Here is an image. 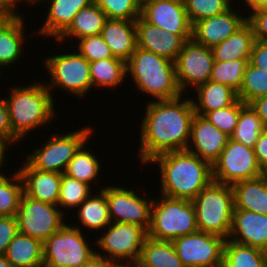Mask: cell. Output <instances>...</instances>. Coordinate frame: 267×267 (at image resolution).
<instances>
[{
    "label": "cell",
    "instance_id": "db71d44e",
    "mask_svg": "<svg viewBox=\"0 0 267 267\" xmlns=\"http://www.w3.org/2000/svg\"><path fill=\"white\" fill-rule=\"evenodd\" d=\"M10 145L11 144L8 141L0 138V169H4L3 166H5L4 164L5 163L4 161L6 158L5 155L7 156L6 153H8L7 151L10 150L8 149L9 147H11ZM3 174H6V173H3V171L0 170V175H3Z\"/></svg>",
    "mask_w": 267,
    "mask_h": 267
},
{
    "label": "cell",
    "instance_id": "cb8c5ba5",
    "mask_svg": "<svg viewBox=\"0 0 267 267\" xmlns=\"http://www.w3.org/2000/svg\"><path fill=\"white\" fill-rule=\"evenodd\" d=\"M22 15V16H21ZM18 17L9 18L0 27V69L10 67L17 64L22 58L23 47L26 44V21L21 14ZM24 19V20H23ZM25 40V42H24ZM8 66V67H7Z\"/></svg>",
    "mask_w": 267,
    "mask_h": 267
},
{
    "label": "cell",
    "instance_id": "681fc988",
    "mask_svg": "<svg viewBox=\"0 0 267 267\" xmlns=\"http://www.w3.org/2000/svg\"><path fill=\"white\" fill-rule=\"evenodd\" d=\"M250 106L256 111L257 116L267 127V95L259 97L250 103Z\"/></svg>",
    "mask_w": 267,
    "mask_h": 267
},
{
    "label": "cell",
    "instance_id": "9a60e30c",
    "mask_svg": "<svg viewBox=\"0 0 267 267\" xmlns=\"http://www.w3.org/2000/svg\"><path fill=\"white\" fill-rule=\"evenodd\" d=\"M101 189L106 195L111 222L136 224L148 231L153 198H144L138 191L112 184Z\"/></svg>",
    "mask_w": 267,
    "mask_h": 267
},
{
    "label": "cell",
    "instance_id": "6da1fadb",
    "mask_svg": "<svg viewBox=\"0 0 267 267\" xmlns=\"http://www.w3.org/2000/svg\"><path fill=\"white\" fill-rule=\"evenodd\" d=\"M184 96L147 101L139 127V163L147 166L157 155L187 149L195 111L191 98Z\"/></svg>",
    "mask_w": 267,
    "mask_h": 267
},
{
    "label": "cell",
    "instance_id": "f35d334b",
    "mask_svg": "<svg viewBox=\"0 0 267 267\" xmlns=\"http://www.w3.org/2000/svg\"><path fill=\"white\" fill-rule=\"evenodd\" d=\"M91 187V185L80 182L63 173L57 206L63 212L66 209H72L71 211H73L82 201L95 192L92 191Z\"/></svg>",
    "mask_w": 267,
    "mask_h": 267
},
{
    "label": "cell",
    "instance_id": "8992f818",
    "mask_svg": "<svg viewBox=\"0 0 267 267\" xmlns=\"http://www.w3.org/2000/svg\"><path fill=\"white\" fill-rule=\"evenodd\" d=\"M159 197L155 200L153 198L147 236L156 240L172 241L198 231L191 201L164 195Z\"/></svg>",
    "mask_w": 267,
    "mask_h": 267
},
{
    "label": "cell",
    "instance_id": "680465c9",
    "mask_svg": "<svg viewBox=\"0 0 267 267\" xmlns=\"http://www.w3.org/2000/svg\"><path fill=\"white\" fill-rule=\"evenodd\" d=\"M9 19L8 16H5L0 13V27Z\"/></svg>",
    "mask_w": 267,
    "mask_h": 267
},
{
    "label": "cell",
    "instance_id": "7c38bea8",
    "mask_svg": "<svg viewBox=\"0 0 267 267\" xmlns=\"http://www.w3.org/2000/svg\"><path fill=\"white\" fill-rule=\"evenodd\" d=\"M57 205L34 200L23 194L16 221L18 232L44 242L66 222L65 214Z\"/></svg>",
    "mask_w": 267,
    "mask_h": 267
},
{
    "label": "cell",
    "instance_id": "d4e9b609",
    "mask_svg": "<svg viewBox=\"0 0 267 267\" xmlns=\"http://www.w3.org/2000/svg\"><path fill=\"white\" fill-rule=\"evenodd\" d=\"M234 209L267 215V174L232 185Z\"/></svg>",
    "mask_w": 267,
    "mask_h": 267
},
{
    "label": "cell",
    "instance_id": "74e56055",
    "mask_svg": "<svg viewBox=\"0 0 267 267\" xmlns=\"http://www.w3.org/2000/svg\"><path fill=\"white\" fill-rule=\"evenodd\" d=\"M249 61L250 59H238L228 62L214 61L210 81L227 85L238 92Z\"/></svg>",
    "mask_w": 267,
    "mask_h": 267
},
{
    "label": "cell",
    "instance_id": "f5cc1de1",
    "mask_svg": "<svg viewBox=\"0 0 267 267\" xmlns=\"http://www.w3.org/2000/svg\"><path fill=\"white\" fill-rule=\"evenodd\" d=\"M243 2H244V5H246L244 8L250 10L249 13L245 14L247 16L248 14L251 13V11L253 12L257 9L267 7V0H244Z\"/></svg>",
    "mask_w": 267,
    "mask_h": 267
},
{
    "label": "cell",
    "instance_id": "c3c4849f",
    "mask_svg": "<svg viewBox=\"0 0 267 267\" xmlns=\"http://www.w3.org/2000/svg\"><path fill=\"white\" fill-rule=\"evenodd\" d=\"M253 150L261 169L267 172V128L259 135Z\"/></svg>",
    "mask_w": 267,
    "mask_h": 267
},
{
    "label": "cell",
    "instance_id": "b9f144b4",
    "mask_svg": "<svg viewBox=\"0 0 267 267\" xmlns=\"http://www.w3.org/2000/svg\"><path fill=\"white\" fill-rule=\"evenodd\" d=\"M245 105L239 98L228 107L207 112L206 117L219 130L231 136L237 125L238 117L242 107Z\"/></svg>",
    "mask_w": 267,
    "mask_h": 267
},
{
    "label": "cell",
    "instance_id": "ffe728a7",
    "mask_svg": "<svg viewBox=\"0 0 267 267\" xmlns=\"http://www.w3.org/2000/svg\"><path fill=\"white\" fill-rule=\"evenodd\" d=\"M137 47L151 51L166 59L175 61L183 48L185 40L170 31L145 22L141 17L135 21Z\"/></svg>",
    "mask_w": 267,
    "mask_h": 267
},
{
    "label": "cell",
    "instance_id": "83f0119b",
    "mask_svg": "<svg viewBox=\"0 0 267 267\" xmlns=\"http://www.w3.org/2000/svg\"><path fill=\"white\" fill-rule=\"evenodd\" d=\"M254 41L253 28L246 22L225 41L211 48L214 61L228 62L238 59H250Z\"/></svg>",
    "mask_w": 267,
    "mask_h": 267
},
{
    "label": "cell",
    "instance_id": "e0dca14e",
    "mask_svg": "<svg viewBox=\"0 0 267 267\" xmlns=\"http://www.w3.org/2000/svg\"><path fill=\"white\" fill-rule=\"evenodd\" d=\"M229 139L230 136L219 130L206 117L195 113L186 150L213 165Z\"/></svg>",
    "mask_w": 267,
    "mask_h": 267
},
{
    "label": "cell",
    "instance_id": "277c9868",
    "mask_svg": "<svg viewBox=\"0 0 267 267\" xmlns=\"http://www.w3.org/2000/svg\"><path fill=\"white\" fill-rule=\"evenodd\" d=\"M126 72L130 74L127 78L133 80L136 89L151 96L153 101L183 95L177 83L174 61L151 51L137 47L126 62Z\"/></svg>",
    "mask_w": 267,
    "mask_h": 267
},
{
    "label": "cell",
    "instance_id": "603a6c76",
    "mask_svg": "<svg viewBox=\"0 0 267 267\" xmlns=\"http://www.w3.org/2000/svg\"><path fill=\"white\" fill-rule=\"evenodd\" d=\"M100 35L113 56L125 62L137 48L135 21L107 18Z\"/></svg>",
    "mask_w": 267,
    "mask_h": 267
},
{
    "label": "cell",
    "instance_id": "7bdbcfd3",
    "mask_svg": "<svg viewBox=\"0 0 267 267\" xmlns=\"http://www.w3.org/2000/svg\"><path fill=\"white\" fill-rule=\"evenodd\" d=\"M78 41V47L77 45H73L72 48H77V51L89 62L117 58L113 56L109 46L105 43L101 35L88 36Z\"/></svg>",
    "mask_w": 267,
    "mask_h": 267
},
{
    "label": "cell",
    "instance_id": "30bf717a",
    "mask_svg": "<svg viewBox=\"0 0 267 267\" xmlns=\"http://www.w3.org/2000/svg\"><path fill=\"white\" fill-rule=\"evenodd\" d=\"M265 172L261 169L253 148L229 139L219 158L212 165L213 181L233 185L254 179Z\"/></svg>",
    "mask_w": 267,
    "mask_h": 267
},
{
    "label": "cell",
    "instance_id": "816d5d0a",
    "mask_svg": "<svg viewBox=\"0 0 267 267\" xmlns=\"http://www.w3.org/2000/svg\"><path fill=\"white\" fill-rule=\"evenodd\" d=\"M113 260H110L106 257H102L98 254L92 256V258L84 264L82 267H113L114 265Z\"/></svg>",
    "mask_w": 267,
    "mask_h": 267
},
{
    "label": "cell",
    "instance_id": "7402d4cb",
    "mask_svg": "<svg viewBox=\"0 0 267 267\" xmlns=\"http://www.w3.org/2000/svg\"><path fill=\"white\" fill-rule=\"evenodd\" d=\"M43 3H47L48 12L38 34L56 41L72 24L74 16L93 0H44Z\"/></svg>",
    "mask_w": 267,
    "mask_h": 267
},
{
    "label": "cell",
    "instance_id": "d6986e66",
    "mask_svg": "<svg viewBox=\"0 0 267 267\" xmlns=\"http://www.w3.org/2000/svg\"><path fill=\"white\" fill-rule=\"evenodd\" d=\"M228 239L267 252V215L234 209Z\"/></svg>",
    "mask_w": 267,
    "mask_h": 267
},
{
    "label": "cell",
    "instance_id": "2e32d148",
    "mask_svg": "<svg viewBox=\"0 0 267 267\" xmlns=\"http://www.w3.org/2000/svg\"><path fill=\"white\" fill-rule=\"evenodd\" d=\"M140 17L147 23L180 35L185 41L192 39V24L183 0H143Z\"/></svg>",
    "mask_w": 267,
    "mask_h": 267
},
{
    "label": "cell",
    "instance_id": "ee69618b",
    "mask_svg": "<svg viewBox=\"0 0 267 267\" xmlns=\"http://www.w3.org/2000/svg\"><path fill=\"white\" fill-rule=\"evenodd\" d=\"M18 233L15 216H0V255H5L9 243Z\"/></svg>",
    "mask_w": 267,
    "mask_h": 267
},
{
    "label": "cell",
    "instance_id": "11a10c76",
    "mask_svg": "<svg viewBox=\"0 0 267 267\" xmlns=\"http://www.w3.org/2000/svg\"><path fill=\"white\" fill-rule=\"evenodd\" d=\"M113 267H143V266L137 259V260L115 261Z\"/></svg>",
    "mask_w": 267,
    "mask_h": 267
},
{
    "label": "cell",
    "instance_id": "7a4b0ae2",
    "mask_svg": "<svg viewBox=\"0 0 267 267\" xmlns=\"http://www.w3.org/2000/svg\"><path fill=\"white\" fill-rule=\"evenodd\" d=\"M160 169V194L192 201L213 181L212 165L187 151H171L148 162Z\"/></svg>",
    "mask_w": 267,
    "mask_h": 267
},
{
    "label": "cell",
    "instance_id": "d590c367",
    "mask_svg": "<svg viewBox=\"0 0 267 267\" xmlns=\"http://www.w3.org/2000/svg\"><path fill=\"white\" fill-rule=\"evenodd\" d=\"M24 194L20 173L0 175V216H15Z\"/></svg>",
    "mask_w": 267,
    "mask_h": 267
},
{
    "label": "cell",
    "instance_id": "d6a6232c",
    "mask_svg": "<svg viewBox=\"0 0 267 267\" xmlns=\"http://www.w3.org/2000/svg\"><path fill=\"white\" fill-rule=\"evenodd\" d=\"M89 141L85 142L79 150L75 153L74 157L70 160L69 164L67 165L64 174L68 175L76 180L86 183V184H93L97 183L99 176L101 175V162L93 154L91 150H87L86 147L89 145L87 144ZM96 180V181H95Z\"/></svg>",
    "mask_w": 267,
    "mask_h": 267
},
{
    "label": "cell",
    "instance_id": "4dcf8cb0",
    "mask_svg": "<svg viewBox=\"0 0 267 267\" xmlns=\"http://www.w3.org/2000/svg\"><path fill=\"white\" fill-rule=\"evenodd\" d=\"M92 88L117 89L127 79L126 62L120 58H107L89 62ZM110 88V89H109Z\"/></svg>",
    "mask_w": 267,
    "mask_h": 267
},
{
    "label": "cell",
    "instance_id": "4316f807",
    "mask_svg": "<svg viewBox=\"0 0 267 267\" xmlns=\"http://www.w3.org/2000/svg\"><path fill=\"white\" fill-rule=\"evenodd\" d=\"M106 20L105 13L93 2L74 16L72 24L56 41L61 45L62 42H66V39L76 41V39L100 35Z\"/></svg>",
    "mask_w": 267,
    "mask_h": 267
},
{
    "label": "cell",
    "instance_id": "ab89813d",
    "mask_svg": "<svg viewBox=\"0 0 267 267\" xmlns=\"http://www.w3.org/2000/svg\"><path fill=\"white\" fill-rule=\"evenodd\" d=\"M233 0H183L186 13L195 22L222 14L232 7Z\"/></svg>",
    "mask_w": 267,
    "mask_h": 267
},
{
    "label": "cell",
    "instance_id": "ac0fdd59",
    "mask_svg": "<svg viewBox=\"0 0 267 267\" xmlns=\"http://www.w3.org/2000/svg\"><path fill=\"white\" fill-rule=\"evenodd\" d=\"M232 6L226 12L200 21L192 26V39L198 44L212 48L225 41L247 22V16Z\"/></svg>",
    "mask_w": 267,
    "mask_h": 267
},
{
    "label": "cell",
    "instance_id": "f1b7e54d",
    "mask_svg": "<svg viewBox=\"0 0 267 267\" xmlns=\"http://www.w3.org/2000/svg\"><path fill=\"white\" fill-rule=\"evenodd\" d=\"M5 257L13 267H43V242L18 232L9 243Z\"/></svg>",
    "mask_w": 267,
    "mask_h": 267
},
{
    "label": "cell",
    "instance_id": "8fae6325",
    "mask_svg": "<svg viewBox=\"0 0 267 267\" xmlns=\"http://www.w3.org/2000/svg\"><path fill=\"white\" fill-rule=\"evenodd\" d=\"M101 233L94 240L96 254L113 261L137 260L147 237L143 227L119 222H111Z\"/></svg>",
    "mask_w": 267,
    "mask_h": 267
},
{
    "label": "cell",
    "instance_id": "44dd1931",
    "mask_svg": "<svg viewBox=\"0 0 267 267\" xmlns=\"http://www.w3.org/2000/svg\"><path fill=\"white\" fill-rule=\"evenodd\" d=\"M18 167L24 186V194L34 200L58 204L62 174L44 172L33 168L26 160Z\"/></svg>",
    "mask_w": 267,
    "mask_h": 267
},
{
    "label": "cell",
    "instance_id": "9f6ffc18",
    "mask_svg": "<svg viewBox=\"0 0 267 267\" xmlns=\"http://www.w3.org/2000/svg\"><path fill=\"white\" fill-rule=\"evenodd\" d=\"M25 2H23V0H15L16 4L20 5L21 3L20 2H23V3H26V5L29 7V6H37L39 5L40 3L42 4L44 2V0H24Z\"/></svg>",
    "mask_w": 267,
    "mask_h": 267
},
{
    "label": "cell",
    "instance_id": "e575fe53",
    "mask_svg": "<svg viewBox=\"0 0 267 267\" xmlns=\"http://www.w3.org/2000/svg\"><path fill=\"white\" fill-rule=\"evenodd\" d=\"M266 128L250 104H245L240 111L237 125L230 139L253 148L259 135Z\"/></svg>",
    "mask_w": 267,
    "mask_h": 267
},
{
    "label": "cell",
    "instance_id": "7dc6e473",
    "mask_svg": "<svg viewBox=\"0 0 267 267\" xmlns=\"http://www.w3.org/2000/svg\"><path fill=\"white\" fill-rule=\"evenodd\" d=\"M249 62L255 67L267 69V41L255 39Z\"/></svg>",
    "mask_w": 267,
    "mask_h": 267
},
{
    "label": "cell",
    "instance_id": "6f0895ef",
    "mask_svg": "<svg viewBox=\"0 0 267 267\" xmlns=\"http://www.w3.org/2000/svg\"><path fill=\"white\" fill-rule=\"evenodd\" d=\"M0 267H13V265L6 259L5 255H0Z\"/></svg>",
    "mask_w": 267,
    "mask_h": 267
},
{
    "label": "cell",
    "instance_id": "484cf974",
    "mask_svg": "<svg viewBox=\"0 0 267 267\" xmlns=\"http://www.w3.org/2000/svg\"><path fill=\"white\" fill-rule=\"evenodd\" d=\"M194 90H197L196 99L191 97L194 111L202 116L207 112L228 107L238 99L237 92L231 87L210 80Z\"/></svg>",
    "mask_w": 267,
    "mask_h": 267
},
{
    "label": "cell",
    "instance_id": "f907efd6",
    "mask_svg": "<svg viewBox=\"0 0 267 267\" xmlns=\"http://www.w3.org/2000/svg\"><path fill=\"white\" fill-rule=\"evenodd\" d=\"M20 7L16 4L15 0H0V13L8 16L9 18H14L20 16ZM19 12V13H18Z\"/></svg>",
    "mask_w": 267,
    "mask_h": 267
},
{
    "label": "cell",
    "instance_id": "4fadbf2b",
    "mask_svg": "<svg viewBox=\"0 0 267 267\" xmlns=\"http://www.w3.org/2000/svg\"><path fill=\"white\" fill-rule=\"evenodd\" d=\"M225 241L219 235L197 231L171 242L185 267H222Z\"/></svg>",
    "mask_w": 267,
    "mask_h": 267
},
{
    "label": "cell",
    "instance_id": "5b68a950",
    "mask_svg": "<svg viewBox=\"0 0 267 267\" xmlns=\"http://www.w3.org/2000/svg\"><path fill=\"white\" fill-rule=\"evenodd\" d=\"M198 231L229 238L234 210L231 185L212 181L192 201Z\"/></svg>",
    "mask_w": 267,
    "mask_h": 267
},
{
    "label": "cell",
    "instance_id": "52a82bcc",
    "mask_svg": "<svg viewBox=\"0 0 267 267\" xmlns=\"http://www.w3.org/2000/svg\"><path fill=\"white\" fill-rule=\"evenodd\" d=\"M86 237L77 223L66 222L43 242V267H82L96 254Z\"/></svg>",
    "mask_w": 267,
    "mask_h": 267
},
{
    "label": "cell",
    "instance_id": "1f68e13d",
    "mask_svg": "<svg viewBox=\"0 0 267 267\" xmlns=\"http://www.w3.org/2000/svg\"><path fill=\"white\" fill-rule=\"evenodd\" d=\"M143 267H185L171 241L146 237L138 258Z\"/></svg>",
    "mask_w": 267,
    "mask_h": 267
},
{
    "label": "cell",
    "instance_id": "5bb4252c",
    "mask_svg": "<svg viewBox=\"0 0 267 267\" xmlns=\"http://www.w3.org/2000/svg\"><path fill=\"white\" fill-rule=\"evenodd\" d=\"M174 64L178 86L186 94V89L193 88V91L210 80L214 64L212 49L190 39L183 45Z\"/></svg>",
    "mask_w": 267,
    "mask_h": 267
},
{
    "label": "cell",
    "instance_id": "9c48e42d",
    "mask_svg": "<svg viewBox=\"0 0 267 267\" xmlns=\"http://www.w3.org/2000/svg\"><path fill=\"white\" fill-rule=\"evenodd\" d=\"M95 129L84 126L65 134L52 133L39 148H34L25 160L35 169L63 174L79 148L93 135Z\"/></svg>",
    "mask_w": 267,
    "mask_h": 267
},
{
    "label": "cell",
    "instance_id": "60d3db41",
    "mask_svg": "<svg viewBox=\"0 0 267 267\" xmlns=\"http://www.w3.org/2000/svg\"><path fill=\"white\" fill-rule=\"evenodd\" d=\"M109 19L136 21L140 17V0H93Z\"/></svg>",
    "mask_w": 267,
    "mask_h": 267
},
{
    "label": "cell",
    "instance_id": "836d02e7",
    "mask_svg": "<svg viewBox=\"0 0 267 267\" xmlns=\"http://www.w3.org/2000/svg\"><path fill=\"white\" fill-rule=\"evenodd\" d=\"M222 267H267V252L226 239Z\"/></svg>",
    "mask_w": 267,
    "mask_h": 267
},
{
    "label": "cell",
    "instance_id": "ba28073f",
    "mask_svg": "<svg viewBox=\"0 0 267 267\" xmlns=\"http://www.w3.org/2000/svg\"><path fill=\"white\" fill-rule=\"evenodd\" d=\"M61 53L60 51V55L54 53L45 58L43 64L50 75V82H45V86L50 92L59 89L77 99L86 97L92 90L89 61L77 50Z\"/></svg>",
    "mask_w": 267,
    "mask_h": 267
},
{
    "label": "cell",
    "instance_id": "f546056e",
    "mask_svg": "<svg viewBox=\"0 0 267 267\" xmlns=\"http://www.w3.org/2000/svg\"><path fill=\"white\" fill-rule=\"evenodd\" d=\"M98 188L100 191H95L75 208H78L76 215L81 227L95 232L103 231L111 223L105 192Z\"/></svg>",
    "mask_w": 267,
    "mask_h": 267
},
{
    "label": "cell",
    "instance_id": "3957f363",
    "mask_svg": "<svg viewBox=\"0 0 267 267\" xmlns=\"http://www.w3.org/2000/svg\"><path fill=\"white\" fill-rule=\"evenodd\" d=\"M9 90V96L4 99L12 132L20 141L31 131L52 123L57 115L54 105L56 101L44 81H36L26 86L13 85Z\"/></svg>",
    "mask_w": 267,
    "mask_h": 267
},
{
    "label": "cell",
    "instance_id": "bcb514c9",
    "mask_svg": "<svg viewBox=\"0 0 267 267\" xmlns=\"http://www.w3.org/2000/svg\"><path fill=\"white\" fill-rule=\"evenodd\" d=\"M0 138L8 141L11 146L14 143H20V140L13 134L9 119V112L6 101L0 98ZM13 143V144H12Z\"/></svg>",
    "mask_w": 267,
    "mask_h": 267
},
{
    "label": "cell",
    "instance_id": "8d00e7d4",
    "mask_svg": "<svg viewBox=\"0 0 267 267\" xmlns=\"http://www.w3.org/2000/svg\"><path fill=\"white\" fill-rule=\"evenodd\" d=\"M267 95V69L253 66L248 62L242 85L237 92L238 98L245 104Z\"/></svg>",
    "mask_w": 267,
    "mask_h": 267
},
{
    "label": "cell",
    "instance_id": "f6af8a7d",
    "mask_svg": "<svg viewBox=\"0 0 267 267\" xmlns=\"http://www.w3.org/2000/svg\"><path fill=\"white\" fill-rule=\"evenodd\" d=\"M247 22L252 26L256 40L267 41V7L251 12Z\"/></svg>",
    "mask_w": 267,
    "mask_h": 267
}]
</instances>
